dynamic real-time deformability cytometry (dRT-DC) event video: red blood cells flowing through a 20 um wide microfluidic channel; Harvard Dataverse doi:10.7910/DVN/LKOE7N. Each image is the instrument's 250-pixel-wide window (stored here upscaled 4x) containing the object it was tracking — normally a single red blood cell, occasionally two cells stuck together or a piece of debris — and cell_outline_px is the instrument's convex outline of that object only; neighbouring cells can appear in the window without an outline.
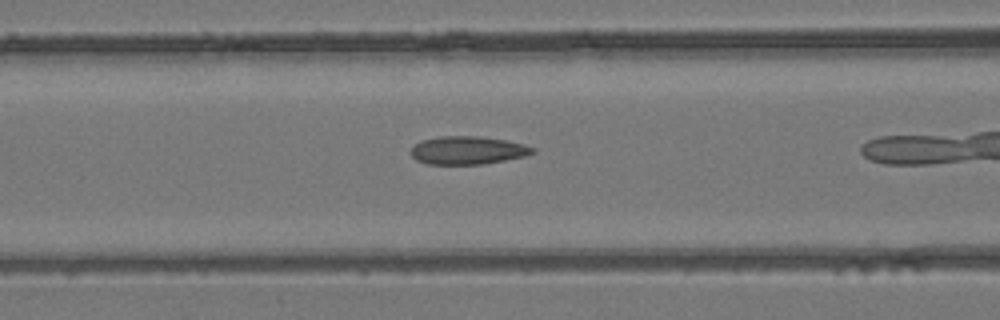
{"species": "common noctule bat (a hibernating species)", "species_latin": "Nyctalus noctula", "temperature_condition": "room temperature", "stored_images_in_passage": 27, "camera_frame_rate_fps": 3000, "um_per_image_px": 0.085, "animal": {"sex": "female", "body_mass_g": 24.6, "forearm_length_mm": 56.2}, "frame": {"image": 1, "passage_image": 8, "time_ms": 2.333, "image_size_px": [1000, 320], "cell_outline_px": [[536, 152], [524, 156], [484, 164], [428, 164], [416, 160], [412, 156], [412, 148], [420, 140], [440, 136], [480, 136], [504, 140], [524, 144], [536, 148]], "centroid_in_image_um": [39.76, 12.77], "position_along_channel_um": 126.8, "area_um2": 19.88}}
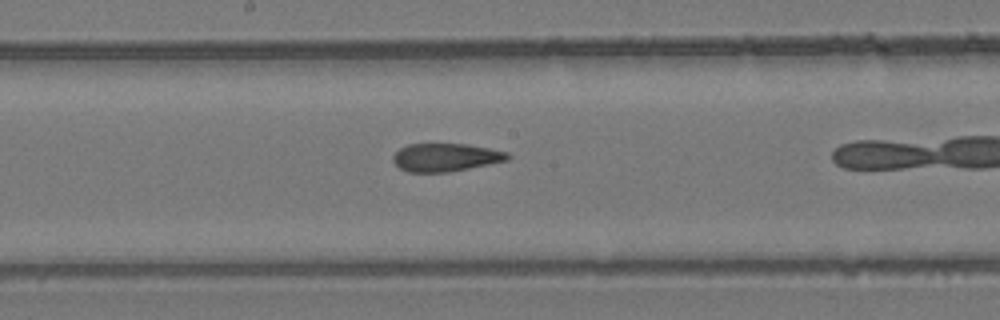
{"frame": {"image": 2, "passage_image": 14, "time_ms": 4.333, "image_size_px": [1000, 320], "cell_outline_px": [[512, 156], [508, 160], [448, 172], [408, 172], [400, 168], [392, 160], [392, 156], [400, 148], [408, 144], [464, 144], [488, 148], [508, 152]], "centroid_in_image_um": [37.87, 13.37], "position_along_channel_um": 210.3, "area_um2": 18.61}}
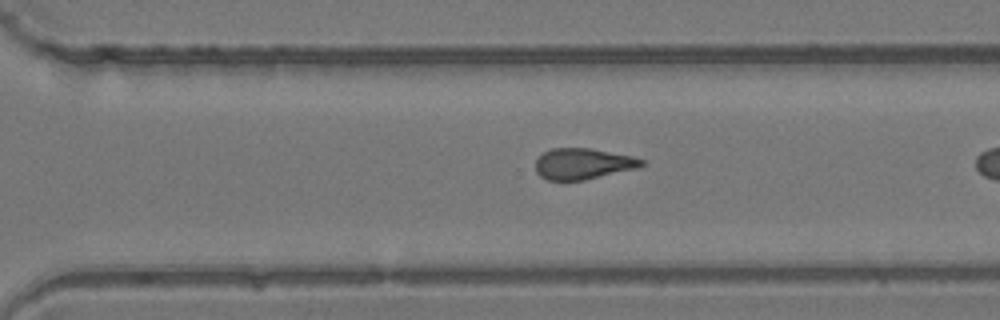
{"frame": {"image": 3, "passage_image": 22, "time_ms": 7.0, "image_size_px": [1000, 320], "cell_outline_px": [[644, 164], [636, 168], [584, 180], [548, 180], [540, 176], [536, 172], [536, 160], [544, 152], [552, 148], [588, 148], [632, 156], [644, 160]], "centroid_in_image_um": [49.52, 13.92], "position_along_channel_um": 321.1, "area_um2": 18.9}}